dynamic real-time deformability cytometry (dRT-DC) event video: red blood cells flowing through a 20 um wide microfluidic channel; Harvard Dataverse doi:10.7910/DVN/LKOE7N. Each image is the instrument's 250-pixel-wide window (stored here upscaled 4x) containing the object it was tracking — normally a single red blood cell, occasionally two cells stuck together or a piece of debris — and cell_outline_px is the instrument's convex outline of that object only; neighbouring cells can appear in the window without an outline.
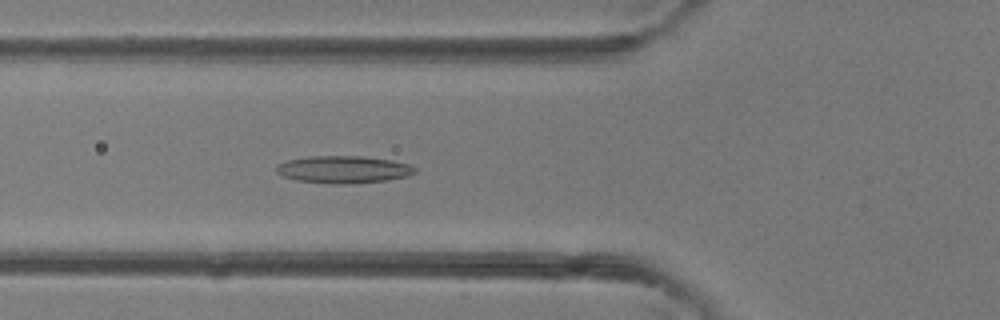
{"species": "common noctule bat (a hibernating species)", "species_latin": "Nyctalus noctula", "temperature_condition": "room temperature", "stored_images_in_passage": 35, "camera_frame_rate_fps": 3000, "um_per_image_px": 0.085, "animal": {"sex": "female"}, "frame": {"image": 1, "passage_image": 9, "time_ms": 2.667, "image_size_px": [1000, 320], "cell_outline_px": [[416, 172], [408, 176], [388, 180], [348, 184], [328, 184], [296, 180], [284, 176], [276, 172], [276, 164], [288, 160], [308, 156], [364, 156], [392, 160], [408, 164], [416, 168]], "centroid_in_image_um": [29.19, 14.41], "position_along_channel_um": 96.6, "area_um2": 22.25}}
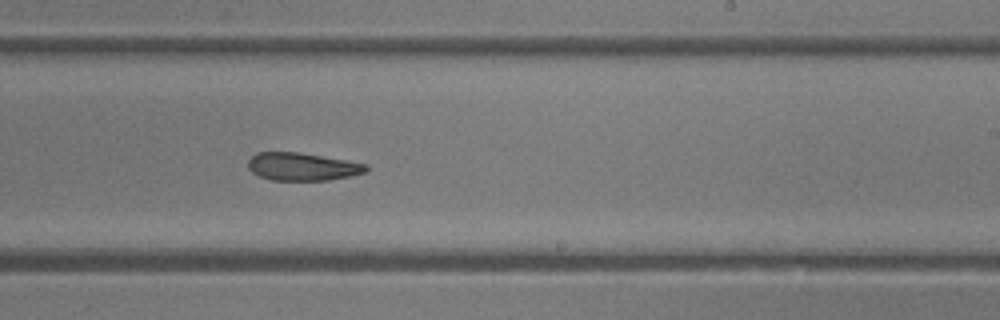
{"frame": {"image": 2, "passage_image": 19, "time_ms": 6.0, "image_size_px": [1000, 320], "cell_outline_px": [[368, 172], [352, 176], [328, 180], [272, 180], [260, 176], [252, 172], [248, 168], [248, 160], [256, 152], [296, 152], [368, 164]], "centroid_in_image_um": [25.71, 14.17], "position_along_channel_um": 263.3, "area_um2": 19.07}}
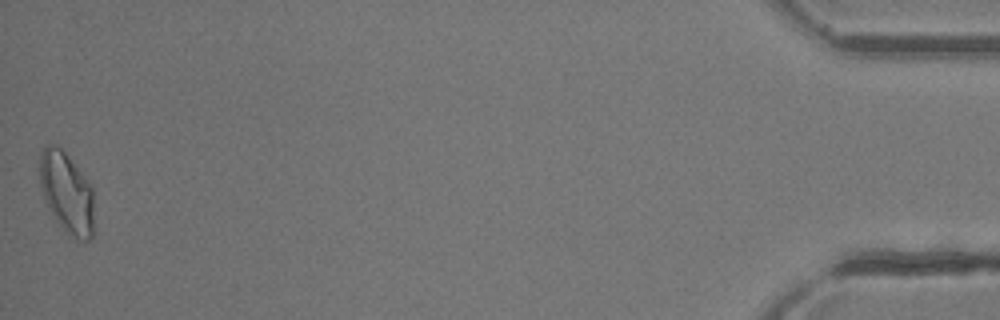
{"frame": {"image": 3, "passage_image": 35, "time_ms": 11.333, "image_size_px": [1000, 320], "cell_outline_px": [[92, 236], [88, 240], [80, 240], [68, 232], [56, 220], [44, 196], [40, 184], [40, 156], [44, 144], [56, 144], [68, 156], [92, 188]], "centroid_in_image_um": [5.64, 16.32], "position_along_channel_um": 429.6, "area_um2": 24.68}}